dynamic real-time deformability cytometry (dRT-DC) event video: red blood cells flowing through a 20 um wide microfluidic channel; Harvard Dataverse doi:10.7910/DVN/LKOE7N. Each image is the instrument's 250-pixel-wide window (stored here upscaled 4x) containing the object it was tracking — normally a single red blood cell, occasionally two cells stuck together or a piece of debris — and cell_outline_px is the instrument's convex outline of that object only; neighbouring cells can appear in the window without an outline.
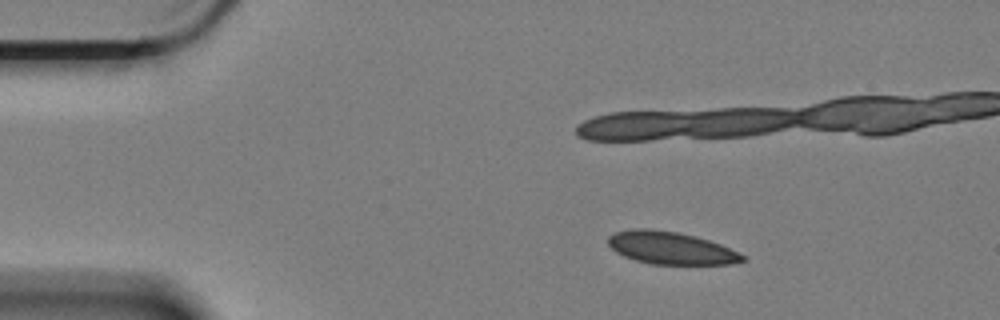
{"species": "Egyptian fruit bat (a non-hibernating species)", "species_latin": "Rousettus aegyptiacus", "temperature_condition": "cold", "stored_images_in_passage": 60, "camera_frame_rate_fps": 3000, "um_per_image_px": 0.085, "animal": {"sex": "female"}, "frame": {"image": 1, "passage_image": 9, "time_ms": 2.667, "image_size_px": [1000, 320], "cell_outline_px": [[748, 260], [732, 264], [652, 264], [636, 260], [624, 256], [616, 252], [608, 244], [608, 236], [612, 232], [632, 228], [652, 228], [676, 232], [696, 236], [720, 244], [744, 256]], "centroid_in_image_um": [56.98, 21.07], "position_along_channel_um": 28.0, "area_um2": 25.49}, "authors_computed_cell_mechanics": {"area_um2": 26.0389, "velocity_mm_per_s": 3.3285, "shape_relaxation_time_tau1_ms": 4.3919, "shape_relaxation_time_tau2_ms": 1.9367, "deformation_change_tau1": 0.0841, "deformation_change_tau2": 0.0535}}